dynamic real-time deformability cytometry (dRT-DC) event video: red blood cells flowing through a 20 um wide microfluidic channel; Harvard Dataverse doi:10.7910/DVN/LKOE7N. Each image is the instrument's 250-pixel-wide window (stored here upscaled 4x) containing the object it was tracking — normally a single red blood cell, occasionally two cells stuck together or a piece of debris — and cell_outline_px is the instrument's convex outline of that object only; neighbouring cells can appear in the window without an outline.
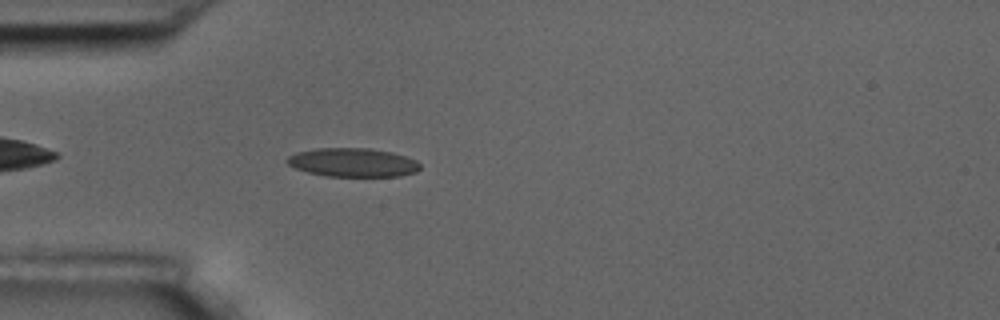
{"species": "common noctule bat (a hibernating species)", "species_latin": "Nyctalus noctula", "temperature_condition": "room temperature", "stored_images_in_passage": 43, "camera_frame_rate_fps": 3000, "um_per_image_px": 0.085, "animal": {"sex": "male", "body_mass_g": 17.5, "forearm_length_mm": 52.3}, "frame": {"image": 1, "passage_image": 4, "time_ms": 1.0, "image_size_px": [1000, 320], "cell_outline_px": [[420, 168], [416, 172], [400, 176], [324, 176], [308, 172], [296, 168], [288, 164], [284, 160], [288, 156], [296, 152], [316, 148], [372, 148], [392, 152], [416, 160], [420, 164]], "centroid_in_image_um": [29.98, 13.8], "position_along_channel_um": 55.0, "area_um2": 22.37}}
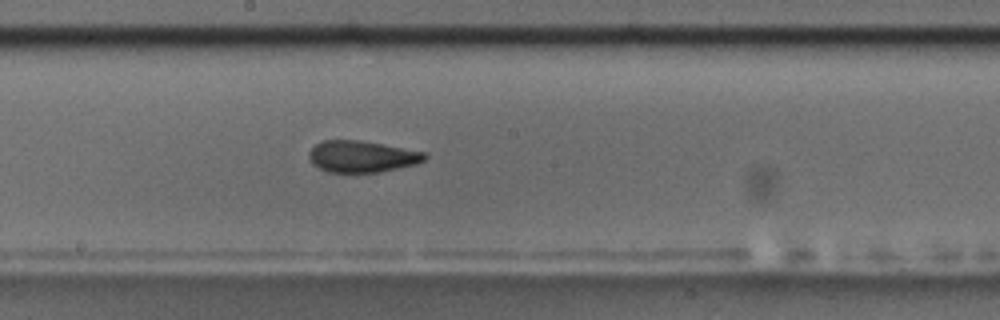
{"frame": {"image": 2, "passage_image": 18, "time_ms": 5.667, "image_size_px": [1000, 320], "cell_outline_px": [[428, 156], [424, 160], [416, 164], [380, 172], [328, 172], [312, 164], [308, 156], [308, 152], [320, 140], [360, 140], [424, 152]], "centroid_in_image_um": [30.73, 13.3], "position_along_channel_um": 217.5, "area_um2": 21.21}}
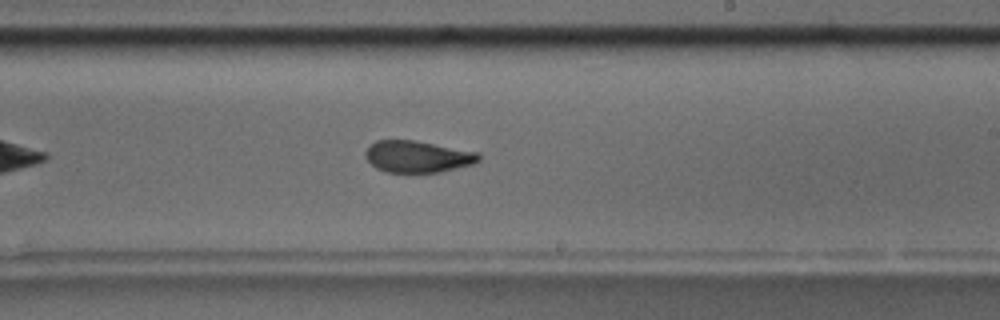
{"frame": {"image": 3, "passage_image": 21, "time_ms": 6.667, "image_size_px": [1000, 320], "cell_outline_px": [[480, 160], [476, 164], [440, 172], [384, 172], [376, 168], [364, 156], [364, 152], [376, 140], [416, 140], [480, 152]], "centroid_in_image_um": [35.54, 13.31], "position_along_channel_um": 253.5, "area_um2": 21.21}, "authors_computed_cell_mechanics": {"area_um2": 21.8484, "velocity_mm_per_s": 3.6206, "shape_relaxation_time_tau1_ms": null, "shape_relaxation_time_tau2_ms": 2.0865, "deformation_change_tau1": null, "deformation_change_tau2": 0.0899}}